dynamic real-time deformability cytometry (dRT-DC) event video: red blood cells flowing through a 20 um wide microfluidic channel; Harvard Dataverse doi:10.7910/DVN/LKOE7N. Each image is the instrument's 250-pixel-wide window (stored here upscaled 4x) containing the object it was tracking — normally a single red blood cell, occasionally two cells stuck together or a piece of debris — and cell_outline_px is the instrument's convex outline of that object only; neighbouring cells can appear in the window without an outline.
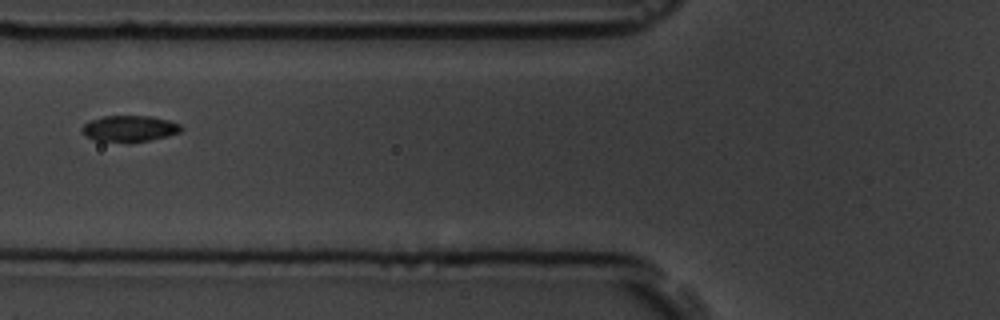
{"species": "common noctule bat (a hibernating species)", "species_latin": "Nyctalus noctula", "temperature_condition": "room temperature", "stored_images_in_passage": 3, "camera_frame_rate_fps": 3000, "um_per_image_px": 0.085, "animal": {"sex": "male", "body_mass_g": 19.5, "forearm_length_mm": 54.6}, "frame": {"image": 1, "passage_image": 3, "time_ms": 3.0, "image_size_px": [1000, 320], "cell_outline_px": [[184, 128], [180, 132], [168, 136], [128, 144], [96, 140], [84, 136], [84, 124], [88, 120], [104, 116], [152, 116], [168, 120], [180, 124]], "centroid_in_image_um": [11.02, 10.94], "position_along_channel_um": 114.8, "area_um2": 15.37}}